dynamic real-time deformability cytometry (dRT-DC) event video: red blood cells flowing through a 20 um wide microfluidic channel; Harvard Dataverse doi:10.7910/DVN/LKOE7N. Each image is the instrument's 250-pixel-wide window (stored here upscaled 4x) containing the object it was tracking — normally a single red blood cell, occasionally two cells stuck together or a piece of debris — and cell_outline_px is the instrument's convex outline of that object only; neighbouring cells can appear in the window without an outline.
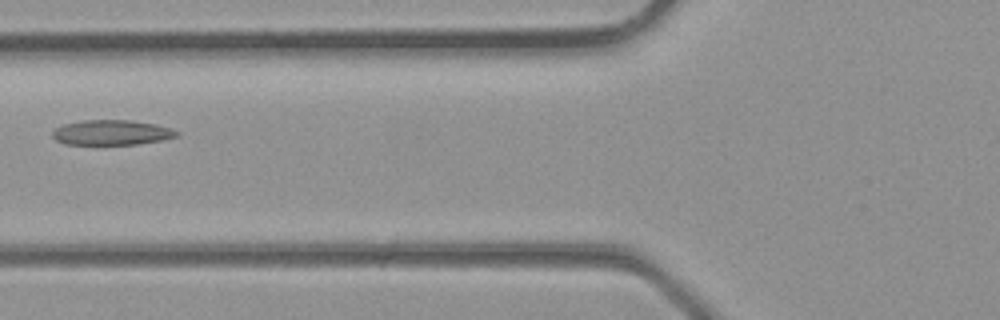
{"species": "common noctule bat (a hibernating species)", "species_latin": "Nyctalus noctula", "temperature_condition": "room temperature", "stored_images_in_passage": 5, "camera_frame_rate_fps": 3000, "um_per_image_px": 0.085, "animal": {"sex": "male", "body_mass_g": 23.1, "forearm_length_mm": 52.7}, "frame": {"image": 1, "passage_image": 5, "time_ms": 1.333, "image_size_px": [1000, 320], "cell_outline_px": [[180, 132], [176, 136], [160, 140], [136, 144], [64, 144], [56, 140], [52, 136], [52, 132], [56, 128], [64, 124], [84, 120], [132, 120], [156, 124]], "centroid_in_image_um": [9.46, 11.26], "position_along_channel_um": 116.3, "area_um2": 17.92}}